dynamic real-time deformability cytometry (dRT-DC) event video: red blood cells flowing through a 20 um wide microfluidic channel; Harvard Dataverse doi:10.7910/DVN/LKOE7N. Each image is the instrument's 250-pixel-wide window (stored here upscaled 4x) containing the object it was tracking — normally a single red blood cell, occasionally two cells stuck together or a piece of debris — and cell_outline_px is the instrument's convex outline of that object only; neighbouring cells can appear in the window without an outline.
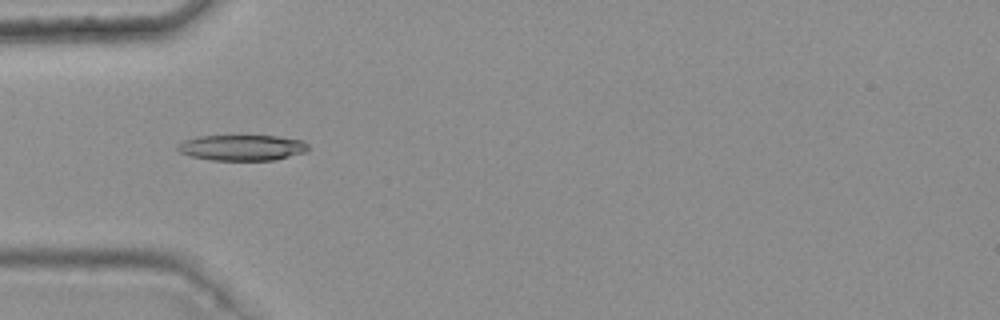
{"species": "common noctule bat (a hibernating species)", "species_latin": "Nyctalus noctula", "temperature_condition": "warm", "stored_images_in_passage": 5, "camera_frame_rate_fps": 3000, "um_per_image_px": 0.085, "animal": {"sex": "female", "body_mass_g": 25.1}, "frame": {"image": 1, "passage_image": 3, "time_ms": 0.667, "image_size_px": [1000, 320], "cell_outline_px": [[308, 148], [304, 152], [276, 160], [212, 160], [192, 156], [180, 152], [176, 148], [184, 140], [200, 136], [276, 136], [304, 140], [308, 144]], "centroid_in_image_um": [20.61, 12.55], "position_along_channel_um": 64.4, "area_um2": 19.42}}
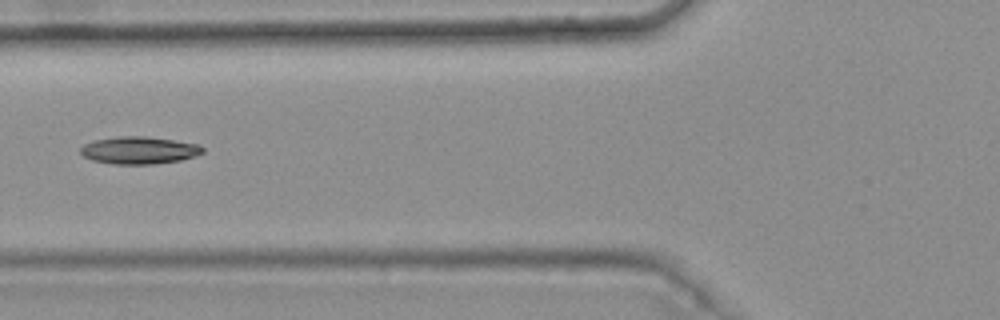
{"frame": {"image": 2, "passage_image": 4, "time_ms": 1.0, "image_size_px": [1000, 320], "cell_outline_px": [[204, 152], [196, 156], [180, 160], [152, 164], [116, 164], [92, 160], [84, 156], [80, 152], [80, 148], [84, 144], [96, 140], [120, 136], [144, 136], [200, 144], [204, 148]], "centroid_in_image_um": [11.85, 12.77], "position_along_channel_um": 113.9, "area_um2": 19.36}}
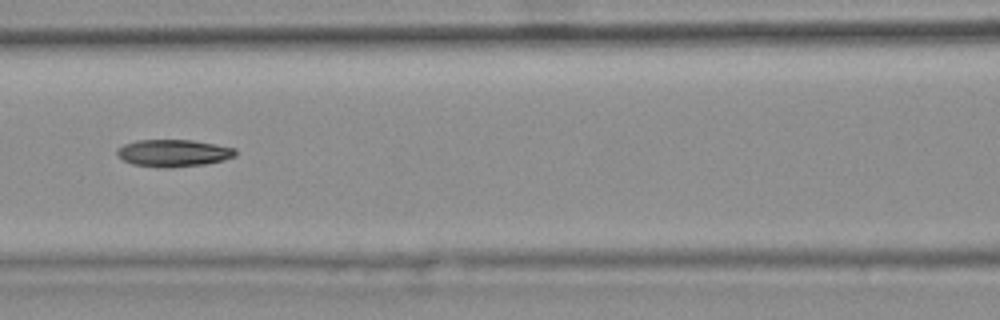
{"frame": {"image": 3, "passage_image": 5, "time_ms": 1.333, "image_size_px": [1000, 320], "cell_outline_px": [[236, 156], [224, 160], [204, 164], [168, 168], [160, 168], [132, 164], [116, 156], [116, 148], [124, 144], [136, 140], [192, 140], [216, 144], [236, 148]], "centroid_in_image_um": [14.72, 13.01], "position_along_channel_um": 151.9, "area_um2": 18.96}}